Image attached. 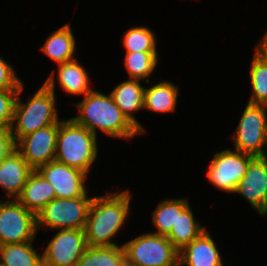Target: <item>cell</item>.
<instances>
[{
    "mask_svg": "<svg viewBox=\"0 0 267 266\" xmlns=\"http://www.w3.org/2000/svg\"><path fill=\"white\" fill-rule=\"evenodd\" d=\"M129 190L93 196L85 226L87 246H116L114 236L125 226L130 212Z\"/></svg>",
    "mask_w": 267,
    "mask_h": 266,
    "instance_id": "obj_1",
    "label": "cell"
},
{
    "mask_svg": "<svg viewBox=\"0 0 267 266\" xmlns=\"http://www.w3.org/2000/svg\"><path fill=\"white\" fill-rule=\"evenodd\" d=\"M79 113L72 119L97 136V130L107 136L133 139L142 134L116 105L112 96L95 91L85 94L83 100L74 103Z\"/></svg>",
    "mask_w": 267,
    "mask_h": 266,
    "instance_id": "obj_2",
    "label": "cell"
},
{
    "mask_svg": "<svg viewBox=\"0 0 267 266\" xmlns=\"http://www.w3.org/2000/svg\"><path fill=\"white\" fill-rule=\"evenodd\" d=\"M24 83L19 87L13 113L11 133L15 144L24 136L40 128L60 123L56 108V94L44 83L27 102L20 101Z\"/></svg>",
    "mask_w": 267,
    "mask_h": 266,
    "instance_id": "obj_3",
    "label": "cell"
},
{
    "mask_svg": "<svg viewBox=\"0 0 267 266\" xmlns=\"http://www.w3.org/2000/svg\"><path fill=\"white\" fill-rule=\"evenodd\" d=\"M98 155L97 136L72 118L61 120L55 160L89 173Z\"/></svg>",
    "mask_w": 267,
    "mask_h": 266,
    "instance_id": "obj_4",
    "label": "cell"
},
{
    "mask_svg": "<svg viewBox=\"0 0 267 266\" xmlns=\"http://www.w3.org/2000/svg\"><path fill=\"white\" fill-rule=\"evenodd\" d=\"M122 245L129 266H179V251L166 236L144 233Z\"/></svg>",
    "mask_w": 267,
    "mask_h": 266,
    "instance_id": "obj_5",
    "label": "cell"
},
{
    "mask_svg": "<svg viewBox=\"0 0 267 266\" xmlns=\"http://www.w3.org/2000/svg\"><path fill=\"white\" fill-rule=\"evenodd\" d=\"M93 196L55 198L37 214V230L85 229ZM46 227V228H45Z\"/></svg>",
    "mask_w": 267,
    "mask_h": 266,
    "instance_id": "obj_6",
    "label": "cell"
},
{
    "mask_svg": "<svg viewBox=\"0 0 267 266\" xmlns=\"http://www.w3.org/2000/svg\"><path fill=\"white\" fill-rule=\"evenodd\" d=\"M231 137L234 150L254 157L267 156V106L247 103Z\"/></svg>",
    "mask_w": 267,
    "mask_h": 266,
    "instance_id": "obj_7",
    "label": "cell"
},
{
    "mask_svg": "<svg viewBox=\"0 0 267 266\" xmlns=\"http://www.w3.org/2000/svg\"><path fill=\"white\" fill-rule=\"evenodd\" d=\"M37 215L27 210L17 199L0 201V244L34 241L37 235Z\"/></svg>",
    "mask_w": 267,
    "mask_h": 266,
    "instance_id": "obj_8",
    "label": "cell"
},
{
    "mask_svg": "<svg viewBox=\"0 0 267 266\" xmlns=\"http://www.w3.org/2000/svg\"><path fill=\"white\" fill-rule=\"evenodd\" d=\"M254 156L237 150L224 149L209 162L207 178L220 191L234 194L236 187Z\"/></svg>",
    "mask_w": 267,
    "mask_h": 266,
    "instance_id": "obj_9",
    "label": "cell"
},
{
    "mask_svg": "<svg viewBox=\"0 0 267 266\" xmlns=\"http://www.w3.org/2000/svg\"><path fill=\"white\" fill-rule=\"evenodd\" d=\"M86 247L84 229H59L42 254L43 266H77Z\"/></svg>",
    "mask_w": 267,
    "mask_h": 266,
    "instance_id": "obj_10",
    "label": "cell"
},
{
    "mask_svg": "<svg viewBox=\"0 0 267 266\" xmlns=\"http://www.w3.org/2000/svg\"><path fill=\"white\" fill-rule=\"evenodd\" d=\"M58 129L59 123L40 128L15 144V149L34 170L55 160Z\"/></svg>",
    "mask_w": 267,
    "mask_h": 266,
    "instance_id": "obj_11",
    "label": "cell"
},
{
    "mask_svg": "<svg viewBox=\"0 0 267 266\" xmlns=\"http://www.w3.org/2000/svg\"><path fill=\"white\" fill-rule=\"evenodd\" d=\"M239 194L260 216L267 214V156L254 157L238 183L234 194Z\"/></svg>",
    "mask_w": 267,
    "mask_h": 266,
    "instance_id": "obj_12",
    "label": "cell"
},
{
    "mask_svg": "<svg viewBox=\"0 0 267 266\" xmlns=\"http://www.w3.org/2000/svg\"><path fill=\"white\" fill-rule=\"evenodd\" d=\"M54 187L56 198H74L87 193V173L56 160L37 169Z\"/></svg>",
    "mask_w": 267,
    "mask_h": 266,
    "instance_id": "obj_13",
    "label": "cell"
},
{
    "mask_svg": "<svg viewBox=\"0 0 267 266\" xmlns=\"http://www.w3.org/2000/svg\"><path fill=\"white\" fill-rule=\"evenodd\" d=\"M58 72L50 73L44 84L55 93V79L58 78L59 86L68 94L85 95L93 89L89 86V75L77 59L58 64Z\"/></svg>",
    "mask_w": 267,
    "mask_h": 266,
    "instance_id": "obj_14",
    "label": "cell"
},
{
    "mask_svg": "<svg viewBox=\"0 0 267 266\" xmlns=\"http://www.w3.org/2000/svg\"><path fill=\"white\" fill-rule=\"evenodd\" d=\"M34 169L15 149L0 162V187L7 199H17Z\"/></svg>",
    "mask_w": 267,
    "mask_h": 266,
    "instance_id": "obj_15",
    "label": "cell"
},
{
    "mask_svg": "<svg viewBox=\"0 0 267 266\" xmlns=\"http://www.w3.org/2000/svg\"><path fill=\"white\" fill-rule=\"evenodd\" d=\"M179 266H224L209 232L205 230L179 251Z\"/></svg>",
    "mask_w": 267,
    "mask_h": 266,
    "instance_id": "obj_16",
    "label": "cell"
},
{
    "mask_svg": "<svg viewBox=\"0 0 267 266\" xmlns=\"http://www.w3.org/2000/svg\"><path fill=\"white\" fill-rule=\"evenodd\" d=\"M144 90L140 80L128 79L119 83L110 92L114 102L121 109L127 119L138 129L142 134L145 133V128L135 118L134 112L144 110Z\"/></svg>",
    "mask_w": 267,
    "mask_h": 266,
    "instance_id": "obj_17",
    "label": "cell"
},
{
    "mask_svg": "<svg viewBox=\"0 0 267 266\" xmlns=\"http://www.w3.org/2000/svg\"><path fill=\"white\" fill-rule=\"evenodd\" d=\"M206 229L194 218L186 198L177 199V221L172 226L170 233L166 236L173 246L180 251L184 246L190 244Z\"/></svg>",
    "mask_w": 267,
    "mask_h": 266,
    "instance_id": "obj_18",
    "label": "cell"
},
{
    "mask_svg": "<svg viewBox=\"0 0 267 266\" xmlns=\"http://www.w3.org/2000/svg\"><path fill=\"white\" fill-rule=\"evenodd\" d=\"M55 198V190L51 183L38 170H33L17 200L27 210L37 215Z\"/></svg>",
    "mask_w": 267,
    "mask_h": 266,
    "instance_id": "obj_19",
    "label": "cell"
},
{
    "mask_svg": "<svg viewBox=\"0 0 267 266\" xmlns=\"http://www.w3.org/2000/svg\"><path fill=\"white\" fill-rule=\"evenodd\" d=\"M178 86L173 82L161 80L150 87H145L143 109L157 113L175 112L179 96Z\"/></svg>",
    "mask_w": 267,
    "mask_h": 266,
    "instance_id": "obj_20",
    "label": "cell"
},
{
    "mask_svg": "<svg viewBox=\"0 0 267 266\" xmlns=\"http://www.w3.org/2000/svg\"><path fill=\"white\" fill-rule=\"evenodd\" d=\"M76 44L70 24H65L48 36L41 51L57 64H61L76 59Z\"/></svg>",
    "mask_w": 267,
    "mask_h": 266,
    "instance_id": "obj_21",
    "label": "cell"
},
{
    "mask_svg": "<svg viewBox=\"0 0 267 266\" xmlns=\"http://www.w3.org/2000/svg\"><path fill=\"white\" fill-rule=\"evenodd\" d=\"M33 241L4 244L0 250L1 266H43L42 254L33 248Z\"/></svg>",
    "mask_w": 267,
    "mask_h": 266,
    "instance_id": "obj_22",
    "label": "cell"
},
{
    "mask_svg": "<svg viewBox=\"0 0 267 266\" xmlns=\"http://www.w3.org/2000/svg\"><path fill=\"white\" fill-rule=\"evenodd\" d=\"M126 255L123 245L87 246L77 266H124Z\"/></svg>",
    "mask_w": 267,
    "mask_h": 266,
    "instance_id": "obj_23",
    "label": "cell"
},
{
    "mask_svg": "<svg viewBox=\"0 0 267 266\" xmlns=\"http://www.w3.org/2000/svg\"><path fill=\"white\" fill-rule=\"evenodd\" d=\"M158 56L157 51L126 53L124 65L128 71L129 79H144L147 84L150 83V75L158 65Z\"/></svg>",
    "mask_w": 267,
    "mask_h": 266,
    "instance_id": "obj_24",
    "label": "cell"
},
{
    "mask_svg": "<svg viewBox=\"0 0 267 266\" xmlns=\"http://www.w3.org/2000/svg\"><path fill=\"white\" fill-rule=\"evenodd\" d=\"M251 96L248 103L267 106V63L256 53L250 64Z\"/></svg>",
    "mask_w": 267,
    "mask_h": 266,
    "instance_id": "obj_25",
    "label": "cell"
},
{
    "mask_svg": "<svg viewBox=\"0 0 267 266\" xmlns=\"http://www.w3.org/2000/svg\"><path fill=\"white\" fill-rule=\"evenodd\" d=\"M123 35V46L126 53L140 51H157L156 36L153 31L145 26L131 27Z\"/></svg>",
    "mask_w": 267,
    "mask_h": 266,
    "instance_id": "obj_26",
    "label": "cell"
},
{
    "mask_svg": "<svg viewBox=\"0 0 267 266\" xmlns=\"http://www.w3.org/2000/svg\"><path fill=\"white\" fill-rule=\"evenodd\" d=\"M152 216L157 229L153 234L167 236L177 221V198L160 201Z\"/></svg>",
    "mask_w": 267,
    "mask_h": 266,
    "instance_id": "obj_27",
    "label": "cell"
},
{
    "mask_svg": "<svg viewBox=\"0 0 267 266\" xmlns=\"http://www.w3.org/2000/svg\"><path fill=\"white\" fill-rule=\"evenodd\" d=\"M19 90H0V128H11Z\"/></svg>",
    "mask_w": 267,
    "mask_h": 266,
    "instance_id": "obj_28",
    "label": "cell"
},
{
    "mask_svg": "<svg viewBox=\"0 0 267 266\" xmlns=\"http://www.w3.org/2000/svg\"><path fill=\"white\" fill-rule=\"evenodd\" d=\"M21 84L15 69L0 57V90H19Z\"/></svg>",
    "mask_w": 267,
    "mask_h": 266,
    "instance_id": "obj_29",
    "label": "cell"
},
{
    "mask_svg": "<svg viewBox=\"0 0 267 266\" xmlns=\"http://www.w3.org/2000/svg\"><path fill=\"white\" fill-rule=\"evenodd\" d=\"M15 150L11 128H0V162Z\"/></svg>",
    "mask_w": 267,
    "mask_h": 266,
    "instance_id": "obj_30",
    "label": "cell"
},
{
    "mask_svg": "<svg viewBox=\"0 0 267 266\" xmlns=\"http://www.w3.org/2000/svg\"><path fill=\"white\" fill-rule=\"evenodd\" d=\"M255 53L267 63V32L260 42L257 43Z\"/></svg>",
    "mask_w": 267,
    "mask_h": 266,
    "instance_id": "obj_31",
    "label": "cell"
}]
</instances>
